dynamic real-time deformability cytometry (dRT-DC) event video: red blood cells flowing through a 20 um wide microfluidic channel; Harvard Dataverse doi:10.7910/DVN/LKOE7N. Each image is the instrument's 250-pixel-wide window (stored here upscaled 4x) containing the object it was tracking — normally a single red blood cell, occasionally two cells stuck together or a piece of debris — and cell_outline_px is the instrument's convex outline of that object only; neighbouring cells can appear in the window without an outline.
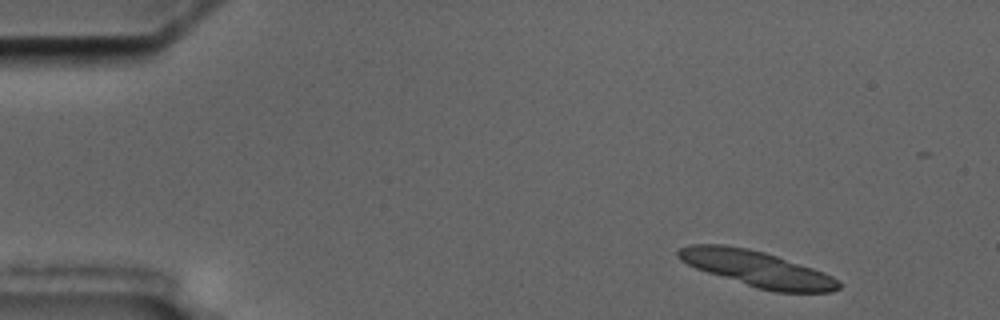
{"species": "common noctule bat (a hibernating species)", "species_latin": "Nyctalus noctula", "temperature_condition": "cold", "stored_images_in_passage": 4, "camera_frame_rate_fps": 3000, "um_per_image_px": 0.085, "animal": {"sex": "male", "body_mass_g": 17.5, "forearm_length_mm": 52.3}, "frame": {"image": 1, "passage_image": 1, "time_ms": 0.0, "image_size_px": [1000, 320], "cell_outline_px": [[840, 288], [832, 292], [776, 292], [756, 288], [696, 268], [680, 260], [676, 256], [676, 252], [680, 248], [688, 244], [724, 244], [748, 248], [764, 252], [824, 272], [840, 280]], "centroid_in_image_um": [64.34, 22.84], "position_along_channel_um": 20.7, "area_um2": 33.35}}